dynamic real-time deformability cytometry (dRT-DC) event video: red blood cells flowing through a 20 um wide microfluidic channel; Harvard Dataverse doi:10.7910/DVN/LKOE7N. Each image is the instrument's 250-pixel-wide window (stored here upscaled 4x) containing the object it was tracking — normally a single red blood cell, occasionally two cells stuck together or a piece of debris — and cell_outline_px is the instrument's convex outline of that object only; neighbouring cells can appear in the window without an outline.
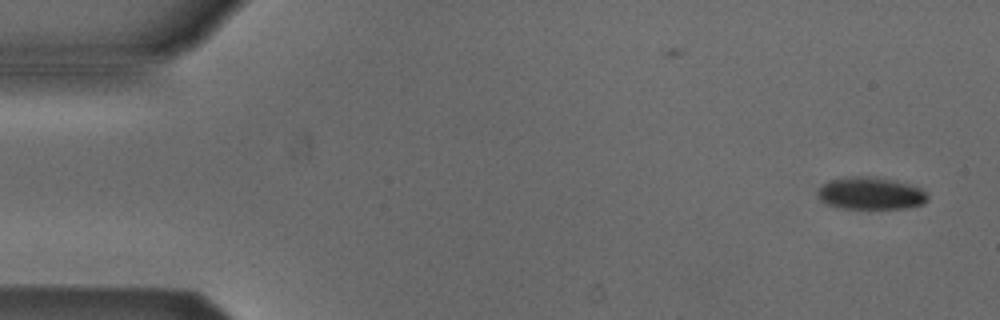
{"species": "Egyptian fruit bat (a non-hibernating species)", "species_latin": "Rousettus aegyptiacus", "temperature_condition": "cold", "stored_images_in_passage": 2, "camera_frame_rate_fps": 3000, "um_per_image_px": 0.085, "animal": {"sex": "male"}, "frame": {"image": 1, "passage_image": 2, "time_ms": 1.333, "image_size_px": [1000, 320], "cell_outline_px": [[928, 200], [924, 204], [908, 208], [868, 212], [840, 208], [828, 204], [820, 200], [816, 192], [820, 184], [828, 180], [844, 176], [868, 176], [892, 180], [920, 188], [928, 196]], "centroid_in_image_um": [73.95, 16.49], "position_along_channel_um": 11.1, "area_um2": 21.79}}